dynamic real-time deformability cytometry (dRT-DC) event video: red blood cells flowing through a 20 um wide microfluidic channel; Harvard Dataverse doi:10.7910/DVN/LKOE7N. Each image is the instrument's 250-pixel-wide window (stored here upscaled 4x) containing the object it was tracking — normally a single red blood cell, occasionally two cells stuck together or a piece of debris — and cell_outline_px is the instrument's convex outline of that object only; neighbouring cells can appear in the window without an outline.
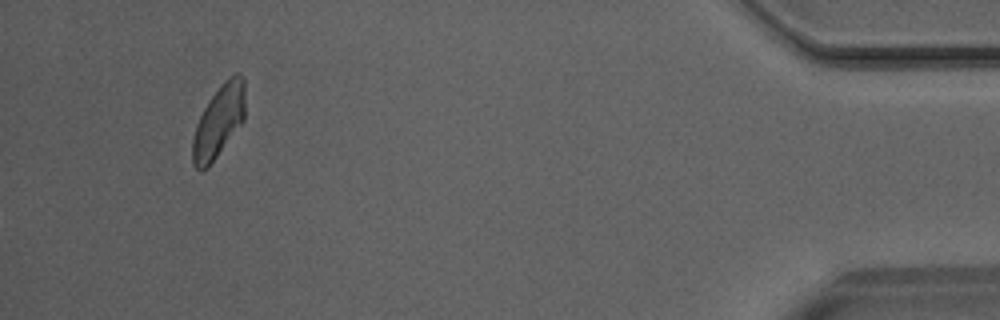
{"species": "Egyptian fruit bat (a non-hibernating species)", "species_latin": "Rousettus aegyptiacus", "temperature_condition": "room temperature", "stored_images_in_passage": 49, "camera_frame_rate_fps": 3000, "um_per_image_px": 0.085, "animal": {"sex": "male"}, "frame": {"image": 1, "passage_image": 49, "time_ms": 16.0, "image_size_px": [1000, 320], "cell_outline_px": [[244, 120], [208, 168], [200, 172], [192, 164], [192, 140], [196, 124], [208, 100], [220, 84], [228, 76], [236, 72], [244, 76]], "centroid_in_image_um": [18.58, 10.31], "position_along_channel_um": 416.6, "area_um2": 22.31}}